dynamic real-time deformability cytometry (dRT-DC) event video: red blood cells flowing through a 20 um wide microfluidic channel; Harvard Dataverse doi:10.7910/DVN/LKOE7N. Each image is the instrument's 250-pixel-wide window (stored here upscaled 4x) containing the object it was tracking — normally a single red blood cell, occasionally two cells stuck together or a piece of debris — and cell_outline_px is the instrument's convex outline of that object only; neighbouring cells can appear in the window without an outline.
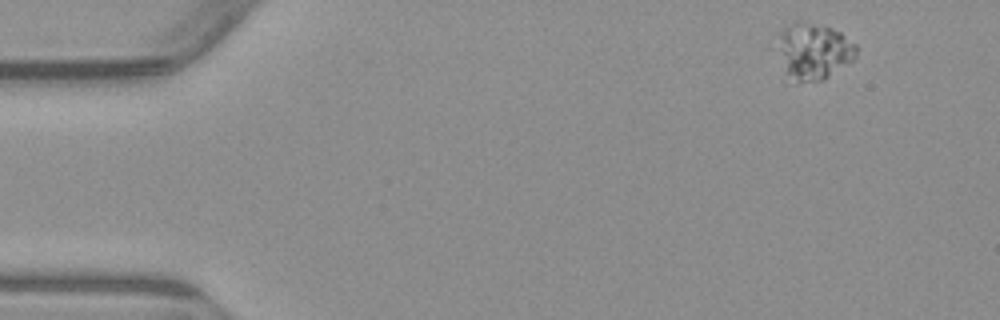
{"species": "common noctule bat (a hibernating species)", "species_latin": "Nyctalus noctula", "temperature_condition": "warm", "stored_images_in_passage": 4, "camera_frame_rate_fps": 3000, "um_per_image_px": 0.085, "animal": {"sex": "male", "body_mass_g": 23.1, "forearm_length_mm": 52.7}, "frame": {"image": 1, "passage_image": 1, "time_ms": 0.0, "image_size_px": [1000, 320], "cell_outline_px": [[856, 56], [852, 60], [824, 80], [800, 80], [788, 72], [768, 48], [780, 32], [788, 24], [796, 20], [804, 20], [832, 28], [840, 32], [856, 44]], "centroid_in_image_um": [69.04, 4.27], "position_along_channel_um": 16.0, "area_um2": 26.47}}
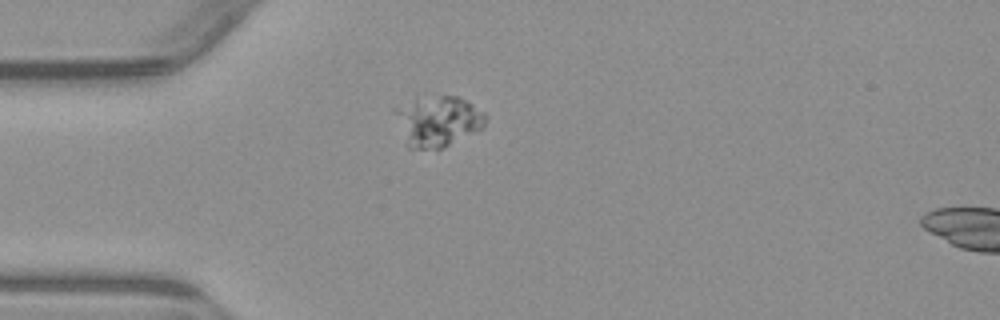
{"frame": {"image": 2, "passage_image": 3, "time_ms": 3.333, "image_size_px": [1000, 320], "cell_outline_px": [[488, 116], [484, 128], [444, 148], [408, 148], [392, 112], [392, 108], [416, 100], [440, 96], [460, 96], [484, 112]], "centroid_in_image_um": [37.24, 10.31], "position_along_channel_um": 47.8, "area_um2": 26.7}}